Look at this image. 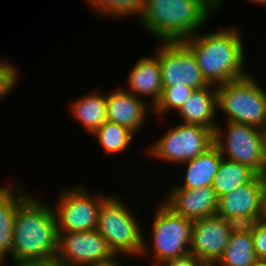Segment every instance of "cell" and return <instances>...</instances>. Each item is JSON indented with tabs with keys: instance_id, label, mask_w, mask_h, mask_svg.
Instances as JSON below:
<instances>
[{
	"instance_id": "23",
	"label": "cell",
	"mask_w": 266,
	"mask_h": 266,
	"mask_svg": "<svg viewBox=\"0 0 266 266\" xmlns=\"http://www.w3.org/2000/svg\"><path fill=\"white\" fill-rule=\"evenodd\" d=\"M92 135L97 137L105 154L114 155L126 150L135 134L128 128L107 120Z\"/></svg>"
},
{
	"instance_id": "2",
	"label": "cell",
	"mask_w": 266,
	"mask_h": 266,
	"mask_svg": "<svg viewBox=\"0 0 266 266\" xmlns=\"http://www.w3.org/2000/svg\"><path fill=\"white\" fill-rule=\"evenodd\" d=\"M216 10L217 0H145L139 22L160 42L183 41L196 34Z\"/></svg>"
},
{
	"instance_id": "33",
	"label": "cell",
	"mask_w": 266,
	"mask_h": 266,
	"mask_svg": "<svg viewBox=\"0 0 266 266\" xmlns=\"http://www.w3.org/2000/svg\"><path fill=\"white\" fill-rule=\"evenodd\" d=\"M52 266H77V265L63 262L58 260L56 257H52Z\"/></svg>"
},
{
	"instance_id": "17",
	"label": "cell",
	"mask_w": 266,
	"mask_h": 266,
	"mask_svg": "<svg viewBox=\"0 0 266 266\" xmlns=\"http://www.w3.org/2000/svg\"><path fill=\"white\" fill-rule=\"evenodd\" d=\"M182 123L200 125L215 132L218 122L216 121L217 110V88L209 85L194 90L189 99L177 111Z\"/></svg>"
},
{
	"instance_id": "36",
	"label": "cell",
	"mask_w": 266,
	"mask_h": 266,
	"mask_svg": "<svg viewBox=\"0 0 266 266\" xmlns=\"http://www.w3.org/2000/svg\"><path fill=\"white\" fill-rule=\"evenodd\" d=\"M196 266H218L216 262L213 261H200Z\"/></svg>"
},
{
	"instance_id": "25",
	"label": "cell",
	"mask_w": 266,
	"mask_h": 266,
	"mask_svg": "<svg viewBox=\"0 0 266 266\" xmlns=\"http://www.w3.org/2000/svg\"><path fill=\"white\" fill-rule=\"evenodd\" d=\"M193 91V88L186 85L163 86L161 98L152 108L155 112L153 114L163 116L172 109L178 111Z\"/></svg>"
},
{
	"instance_id": "29",
	"label": "cell",
	"mask_w": 266,
	"mask_h": 266,
	"mask_svg": "<svg viewBox=\"0 0 266 266\" xmlns=\"http://www.w3.org/2000/svg\"><path fill=\"white\" fill-rule=\"evenodd\" d=\"M200 261L194 255L188 254L180 258L168 260L160 266H196Z\"/></svg>"
},
{
	"instance_id": "26",
	"label": "cell",
	"mask_w": 266,
	"mask_h": 266,
	"mask_svg": "<svg viewBox=\"0 0 266 266\" xmlns=\"http://www.w3.org/2000/svg\"><path fill=\"white\" fill-rule=\"evenodd\" d=\"M231 234H252L260 215H242L223 217Z\"/></svg>"
},
{
	"instance_id": "7",
	"label": "cell",
	"mask_w": 266,
	"mask_h": 266,
	"mask_svg": "<svg viewBox=\"0 0 266 266\" xmlns=\"http://www.w3.org/2000/svg\"><path fill=\"white\" fill-rule=\"evenodd\" d=\"M193 221L174 213L164 203L158 207L152 225L154 266L190 254Z\"/></svg>"
},
{
	"instance_id": "9",
	"label": "cell",
	"mask_w": 266,
	"mask_h": 266,
	"mask_svg": "<svg viewBox=\"0 0 266 266\" xmlns=\"http://www.w3.org/2000/svg\"><path fill=\"white\" fill-rule=\"evenodd\" d=\"M108 196H94L82 185L59 193L55 215L58 232L96 230L102 202Z\"/></svg>"
},
{
	"instance_id": "35",
	"label": "cell",
	"mask_w": 266,
	"mask_h": 266,
	"mask_svg": "<svg viewBox=\"0 0 266 266\" xmlns=\"http://www.w3.org/2000/svg\"><path fill=\"white\" fill-rule=\"evenodd\" d=\"M260 176L263 180L264 186L266 187V152H265V159H264V168Z\"/></svg>"
},
{
	"instance_id": "21",
	"label": "cell",
	"mask_w": 266,
	"mask_h": 266,
	"mask_svg": "<svg viewBox=\"0 0 266 266\" xmlns=\"http://www.w3.org/2000/svg\"><path fill=\"white\" fill-rule=\"evenodd\" d=\"M257 173L246 165L222 158L212 187L218 198L249 183Z\"/></svg>"
},
{
	"instance_id": "10",
	"label": "cell",
	"mask_w": 266,
	"mask_h": 266,
	"mask_svg": "<svg viewBox=\"0 0 266 266\" xmlns=\"http://www.w3.org/2000/svg\"><path fill=\"white\" fill-rule=\"evenodd\" d=\"M157 52L162 86L186 85L194 90L210 84L204 78L192 51L182 42H160Z\"/></svg>"
},
{
	"instance_id": "11",
	"label": "cell",
	"mask_w": 266,
	"mask_h": 266,
	"mask_svg": "<svg viewBox=\"0 0 266 266\" xmlns=\"http://www.w3.org/2000/svg\"><path fill=\"white\" fill-rule=\"evenodd\" d=\"M115 257L105 238L97 230L58 232L56 258L60 261L90 266L109 262Z\"/></svg>"
},
{
	"instance_id": "31",
	"label": "cell",
	"mask_w": 266,
	"mask_h": 266,
	"mask_svg": "<svg viewBox=\"0 0 266 266\" xmlns=\"http://www.w3.org/2000/svg\"><path fill=\"white\" fill-rule=\"evenodd\" d=\"M260 220L266 222V187H264L261 196V214Z\"/></svg>"
},
{
	"instance_id": "14",
	"label": "cell",
	"mask_w": 266,
	"mask_h": 266,
	"mask_svg": "<svg viewBox=\"0 0 266 266\" xmlns=\"http://www.w3.org/2000/svg\"><path fill=\"white\" fill-rule=\"evenodd\" d=\"M146 103L124 88L110 92L106 94L107 120L124 126L136 134L146 122L145 118L148 115Z\"/></svg>"
},
{
	"instance_id": "19",
	"label": "cell",
	"mask_w": 266,
	"mask_h": 266,
	"mask_svg": "<svg viewBox=\"0 0 266 266\" xmlns=\"http://www.w3.org/2000/svg\"><path fill=\"white\" fill-rule=\"evenodd\" d=\"M222 158L220 150L213 144L204 153L182 163L187 168L185 181L182 185L172 187V189H194L212 186Z\"/></svg>"
},
{
	"instance_id": "4",
	"label": "cell",
	"mask_w": 266,
	"mask_h": 266,
	"mask_svg": "<svg viewBox=\"0 0 266 266\" xmlns=\"http://www.w3.org/2000/svg\"><path fill=\"white\" fill-rule=\"evenodd\" d=\"M130 210L118 197L108 196L101 204L96 230L105 238L115 256L120 253L142 258L149 255L146 239L136 215Z\"/></svg>"
},
{
	"instance_id": "30",
	"label": "cell",
	"mask_w": 266,
	"mask_h": 266,
	"mask_svg": "<svg viewBox=\"0 0 266 266\" xmlns=\"http://www.w3.org/2000/svg\"><path fill=\"white\" fill-rule=\"evenodd\" d=\"M13 266H52V258L45 260H25L15 262Z\"/></svg>"
},
{
	"instance_id": "16",
	"label": "cell",
	"mask_w": 266,
	"mask_h": 266,
	"mask_svg": "<svg viewBox=\"0 0 266 266\" xmlns=\"http://www.w3.org/2000/svg\"><path fill=\"white\" fill-rule=\"evenodd\" d=\"M129 87L127 91L136 97L150 96L153 108L162 95V76L158 56H144L140 58L131 69L127 77Z\"/></svg>"
},
{
	"instance_id": "24",
	"label": "cell",
	"mask_w": 266,
	"mask_h": 266,
	"mask_svg": "<svg viewBox=\"0 0 266 266\" xmlns=\"http://www.w3.org/2000/svg\"><path fill=\"white\" fill-rule=\"evenodd\" d=\"M92 8L100 15H111L121 18L124 16H136L142 19L145 0H87ZM102 13V14H101Z\"/></svg>"
},
{
	"instance_id": "20",
	"label": "cell",
	"mask_w": 266,
	"mask_h": 266,
	"mask_svg": "<svg viewBox=\"0 0 266 266\" xmlns=\"http://www.w3.org/2000/svg\"><path fill=\"white\" fill-rule=\"evenodd\" d=\"M69 109L71 115L92 135L107 121L106 94L94 90L89 95L75 99Z\"/></svg>"
},
{
	"instance_id": "32",
	"label": "cell",
	"mask_w": 266,
	"mask_h": 266,
	"mask_svg": "<svg viewBox=\"0 0 266 266\" xmlns=\"http://www.w3.org/2000/svg\"><path fill=\"white\" fill-rule=\"evenodd\" d=\"M116 258H117V256L109 262L90 265V266H121L122 263H120Z\"/></svg>"
},
{
	"instance_id": "5",
	"label": "cell",
	"mask_w": 266,
	"mask_h": 266,
	"mask_svg": "<svg viewBox=\"0 0 266 266\" xmlns=\"http://www.w3.org/2000/svg\"><path fill=\"white\" fill-rule=\"evenodd\" d=\"M217 110L226 114V121L266 128V92L253 75L216 86Z\"/></svg>"
},
{
	"instance_id": "34",
	"label": "cell",
	"mask_w": 266,
	"mask_h": 266,
	"mask_svg": "<svg viewBox=\"0 0 266 266\" xmlns=\"http://www.w3.org/2000/svg\"><path fill=\"white\" fill-rule=\"evenodd\" d=\"M248 1L251 2V3L253 2V3L257 4V5L261 4V6H262V4L266 5V0H248ZM221 2H223V1L222 0H217V10L220 9L219 7L222 4Z\"/></svg>"
},
{
	"instance_id": "28",
	"label": "cell",
	"mask_w": 266,
	"mask_h": 266,
	"mask_svg": "<svg viewBox=\"0 0 266 266\" xmlns=\"http://www.w3.org/2000/svg\"><path fill=\"white\" fill-rule=\"evenodd\" d=\"M251 236L258 261L266 262V222L259 220Z\"/></svg>"
},
{
	"instance_id": "37",
	"label": "cell",
	"mask_w": 266,
	"mask_h": 266,
	"mask_svg": "<svg viewBox=\"0 0 266 266\" xmlns=\"http://www.w3.org/2000/svg\"><path fill=\"white\" fill-rule=\"evenodd\" d=\"M254 266H266V262H258L256 265Z\"/></svg>"
},
{
	"instance_id": "18",
	"label": "cell",
	"mask_w": 266,
	"mask_h": 266,
	"mask_svg": "<svg viewBox=\"0 0 266 266\" xmlns=\"http://www.w3.org/2000/svg\"><path fill=\"white\" fill-rule=\"evenodd\" d=\"M0 187V265L11 254L13 228L18 207L30 196L20 186ZM16 189V193L14 190ZM15 193V194H14Z\"/></svg>"
},
{
	"instance_id": "22",
	"label": "cell",
	"mask_w": 266,
	"mask_h": 266,
	"mask_svg": "<svg viewBox=\"0 0 266 266\" xmlns=\"http://www.w3.org/2000/svg\"><path fill=\"white\" fill-rule=\"evenodd\" d=\"M258 262L252 236L231 234L227 247L216 263L218 266H254Z\"/></svg>"
},
{
	"instance_id": "13",
	"label": "cell",
	"mask_w": 266,
	"mask_h": 266,
	"mask_svg": "<svg viewBox=\"0 0 266 266\" xmlns=\"http://www.w3.org/2000/svg\"><path fill=\"white\" fill-rule=\"evenodd\" d=\"M163 200L174 213L192 221L215 215L218 196L212 186L194 189H171Z\"/></svg>"
},
{
	"instance_id": "3",
	"label": "cell",
	"mask_w": 266,
	"mask_h": 266,
	"mask_svg": "<svg viewBox=\"0 0 266 266\" xmlns=\"http://www.w3.org/2000/svg\"><path fill=\"white\" fill-rule=\"evenodd\" d=\"M54 209L33 196L18 207L11 252L14 262L57 256L58 231Z\"/></svg>"
},
{
	"instance_id": "12",
	"label": "cell",
	"mask_w": 266,
	"mask_h": 266,
	"mask_svg": "<svg viewBox=\"0 0 266 266\" xmlns=\"http://www.w3.org/2000/svg\"><path fill=\"white\" fill-rule=\"evenodd\" d=\"M231 237L225 219L212 215L193 221L190 254L201 261L217 262Z\"/></svg>"
},
{
	"instance_id": "8",
	"label": "cell",
	"mask_w": 266,
	"mask_h": 266,
	"mask_svg": "<svg viewBox=\"0 0 266 266\" xmlns=\"http://www.w3.org/2000/svg\"><path fill=\"white\" fill-rule=\"evenodd\" d=\"M214 144V132L206 127L182 123L170 128L150 145L148 154L172 163H184L204 153Z\"/></svg>"
},
{
	"instance_id": "27",
	"label": "cell",
	"mask_w": 266,
	"mask_h": 266,
	"mask_svg": "<svg viewBox=\"0 0 266 266\" xmlns=\"http://www.w3.org/2000/svg\"><path fill=\"white\" fill-rule=\"evenodd\" d=\"M15 65H11L6 61L0 60V99L6 97L8 93L17 84L19 77Z\"/></svg>"
},
{
	"instance_id": "1",
	"label": "cell",
	"mask_w": 266,
	"mask_h": 266,
	"mask_svg": "<svg viewBox=\"0 0 266 266\" xmlns=\"http://www.w3.org/2000/svg\"><path fill=\"white\" fill-rule=\"evenodd\" d=\"M182 42L192 51L211 85L218 86L249 74L243 67L244 46L237 28H223L201 36L194 34Z\"/></svg>"
},
{
	"instance_id": "15",
	"label": "cell",
	"mask_w": 266,
	"mask_h": 266,
	"mask_svg": "<svg viewBox=\"0 0 266 266\" xmlns=\"http://www.w3.org/2000/svg\"><path fill=\"white\" fill-rule=\"evenodd\" d=\"M264 183L256 175L249 183L219 197L216 214L222 217L260 215Z\"/></svg>"
},
{
	"instance_id": "6",
	"label": "cell",
	"mask_w": 266,
	"mask_h": 266,
	"mask_svg": "<svg viewBox=\"0 0 266 266\" xmlns=\"http://www.w3.org/2000/svg\"><path fill=\"white\" fill-rule=\"evenodd\" d=\"M225 122V134L219 125L214 132V144L222 157L246 165L260 175L266 152L264 130L243 123Z\"/></svg>"
}]
</instances>
